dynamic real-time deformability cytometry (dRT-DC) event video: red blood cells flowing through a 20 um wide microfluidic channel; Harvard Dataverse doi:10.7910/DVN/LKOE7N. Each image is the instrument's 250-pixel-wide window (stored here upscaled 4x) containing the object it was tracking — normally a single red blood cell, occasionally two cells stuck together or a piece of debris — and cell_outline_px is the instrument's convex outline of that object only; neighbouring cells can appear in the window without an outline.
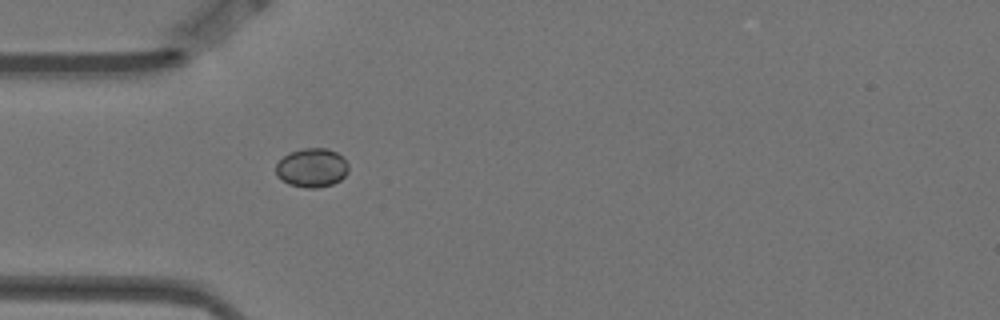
{"species": "Egyptian fruit bat (a non-hibernating species)", "species_latin": "Rousettus aegyptiacus", "temperature_condition": "warm", "stored_images_in_passage": 3, "camera_frame_rate_fps": 3000, "um_per_image_px": 0.085, "animal": {"sex": "female"}, "frame": {"image": 1, "passage_image": 3, "time_ms": 0.667, "image_size_px": [1000, 320], "cell_outline_px": [[348, 172], [340, 180], [332, 184], [316, 188], [304, 188], [288, 184], [276, 176], [276, 164], [288, 152], [304, 148], [328, 148], [336, 152], [348, 164]], "centroid_in_image_um": [26.49, 14.26], "position_along_channel_um": 58.5, "area_um2": 16.53}}